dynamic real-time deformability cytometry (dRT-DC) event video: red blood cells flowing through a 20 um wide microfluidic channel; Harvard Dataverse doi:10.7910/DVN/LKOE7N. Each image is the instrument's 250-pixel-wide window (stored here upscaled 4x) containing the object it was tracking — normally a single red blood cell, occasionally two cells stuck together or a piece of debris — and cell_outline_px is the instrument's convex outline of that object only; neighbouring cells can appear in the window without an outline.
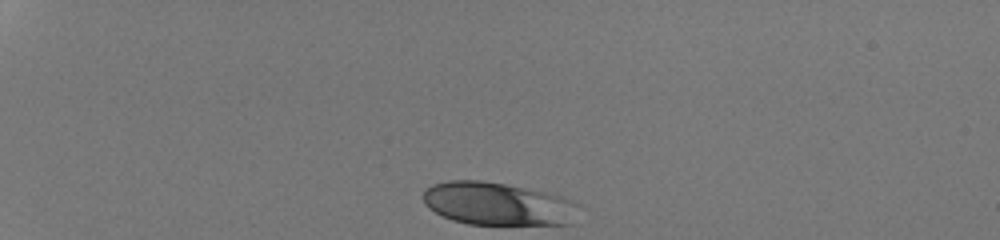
{"species": "human", "species_latin": "Homo sapiens", "temperature_condition": "room temperature", "stored_images_in_passage": 33, "camera_frame_rate_fps": 3000, "um_per_image_px": 0.085, "donor": {"sex": "male"}, "frame": {"image": 1, "passage_image": 1, "time_ms": 0.0, "image_size_px": [1000, 240], "cell_outline_px": [[580, 204], [576, 224], [468, 224], [452, 220], [428, 208], [424, 204], [424, 192], [432, 184], [448, 180], [480, 180], [504, 184], [564, 196]], "centroid_in_image_um": [42.37, 17.33], "position_along_channel_um": 42.6, "area_um2": 39.13}}
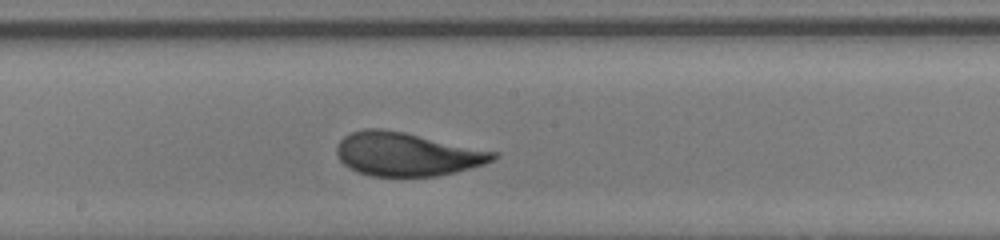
{"frame": {"image": 2, "passage_image": 19, "time_ms": 6.0, "image_size_px": [1000, 240], "cell_outline_px": [[500, 156], [484, 164], [456, 172], [436, 176], [372, 176], [356, 172], [348, 168], [340, 160], [336, 152], [336, 148], [340, 140], [344, 136], [352, 132], [364, 128], [380, 128], [404, 132], [500, 152]], "centroid_in_image_um": [34.59, 13.1], "position_along_channel_um": 213.6, "area_um2": 39.94}}
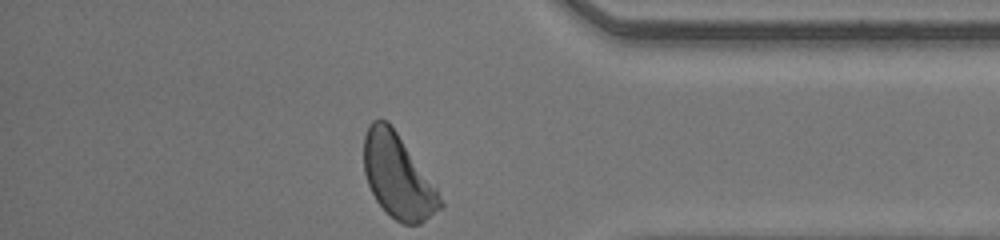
{"frame": {"image": 3, "passage_image": 33, "time_ms": 10.667, "image_size_px": [1000, 240], "cell_outline_px": [[444, 208], [420, 224], [404, 224], [396, 220], [376, 200], [368, 184], [364, 172], [364, 136], [368, 124], [372, 120], [388, 120], [436, 188], [444, 204]], "centroid_in_image_um": [33.82, 14.99], "position_along_channel_um": 401.4, "area_um2": 36.88}, "authors_computed_cell_mechanics": {"area_um2": 39.0728, "velocity_mm_per_s": 4.2191, "shape_relaxation_time_tau1_ms": 3.0896, "shape_relaxation_time_tau2_ms": null, "deformation_change_tau1": 0.1562, "deformation_change_tau2": null}}